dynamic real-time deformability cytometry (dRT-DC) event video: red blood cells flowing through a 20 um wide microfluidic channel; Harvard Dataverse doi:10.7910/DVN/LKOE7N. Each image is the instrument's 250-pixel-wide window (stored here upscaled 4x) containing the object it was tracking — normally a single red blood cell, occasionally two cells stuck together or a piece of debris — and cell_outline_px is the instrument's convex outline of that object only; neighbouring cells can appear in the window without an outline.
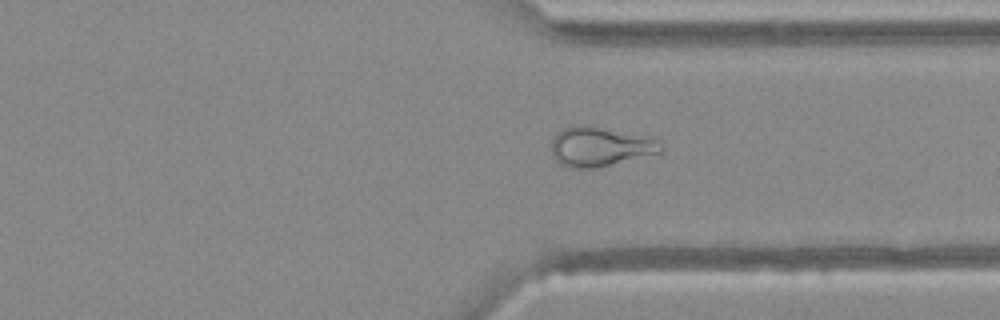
{"species": "Egyptian fruit bat (a non-hibernating species)", "species_latin": "Rousettus aegyptiacus", "temperature_condition": "warm", "stored_images_in_passage": 39, "camera_frame_rate_fps": 3000, "um_per_image_px": 0.085, "animal": {"sex": "female"}, "frame": {"image": 1, "passage_image": 28, "time_ms": 9.0, "image_size_px": [1000, 320], "cell_outline_px": [[664, 148], [660, 152], [596, 168], [568, 168], [560, 164], [552, 156], [552, 140], [556, 132], [564, 128], [576, 124], [592, 124], [656, 140]], "centroid_in_image_um": [50.91, 12.45], "position_along_channel_um": 360.5, "area_um2": 25.09}}
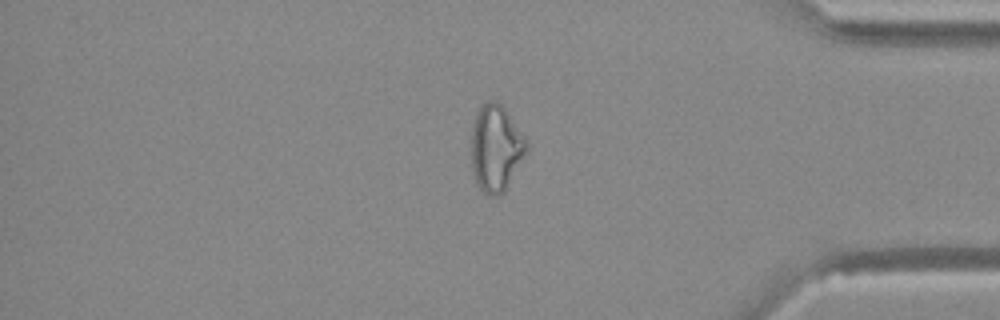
{"frame": {"image": 2, "passage_image": 32, "time_ms": 10.333, "image_size_px": [1000, 320], "cell_outline_px": [[528, 152], [504, 192], [500, 196], [488, 196], [476, 184], [472, 172], [472, 128], [476, 112], [480, 104], [488, 100], [496, 100], [504, 108], [528, 140]], "centroid_in_image_um": [42.16, 12.6], "position_along_channel_um": 393.0, "area_um2": 28.26}}